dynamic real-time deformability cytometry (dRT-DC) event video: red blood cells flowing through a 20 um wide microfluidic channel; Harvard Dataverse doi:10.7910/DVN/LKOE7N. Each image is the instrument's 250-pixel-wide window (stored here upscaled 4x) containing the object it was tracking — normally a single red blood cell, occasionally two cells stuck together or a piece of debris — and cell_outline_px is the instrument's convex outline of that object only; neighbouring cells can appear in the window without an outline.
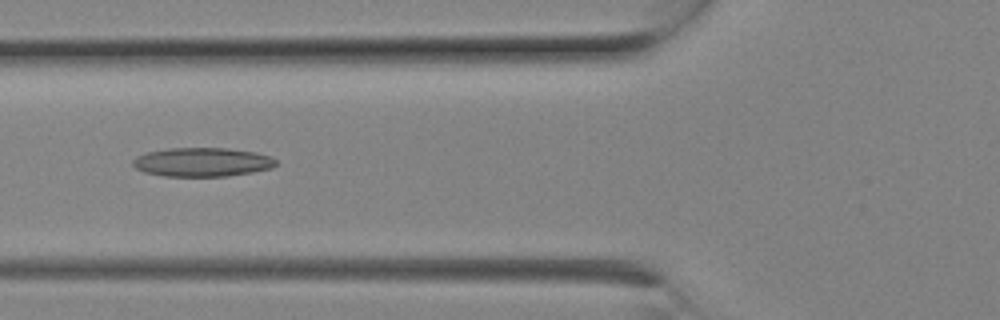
{"species": "Egyptian fruit bat (a non-hibernating species)", "species_latin": "Rousettus aegyptiacus", "temperature_condition": "room temperature", "stored_images_in_passage": 9, "camera_frame_rate_fps": 3000, "um_per_image_px": 0.085, "animal": {"sex": "female"}, "frame": {"image": 1, "passage_image": 7, "time_ms": 2.0, "image_size_px": [1000, 320], "cell_outline_px": [[276, 164], [272, 168], [252, 172], [228, 176], [164, 176], [144, 172], [136, 168], [132, 164], [132, 160], [136, 156], [148, 152], [168, 148], [228, 148], [256, 152], [272, 156], [276, 160]], "centroid_in_image_um": [17.2, 13.77], "position_along_channel_um": 108.6, "area_um2": 24.22}}
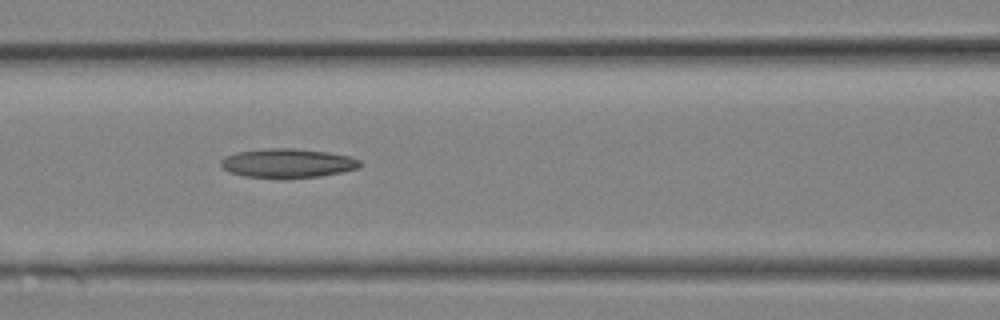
{"frame": {"image": 2, "passage_image": 8, "time_ms": 2.333, "image_size_px": [1000, 320], "cell_outline_px": [[360, 164], [356, 168], [344, 172], [320, 176], [244, 176], [228, 172], [220, 164], [220, 160], [224, 156], [236, 152], [268, 148], [292, 148], [328, 152], [348, 156], [360, 160]], "centroid_in_image_um": [24.41, 13.84], "position_along_channel_um": 142.2, "area_um2": 22.95}}
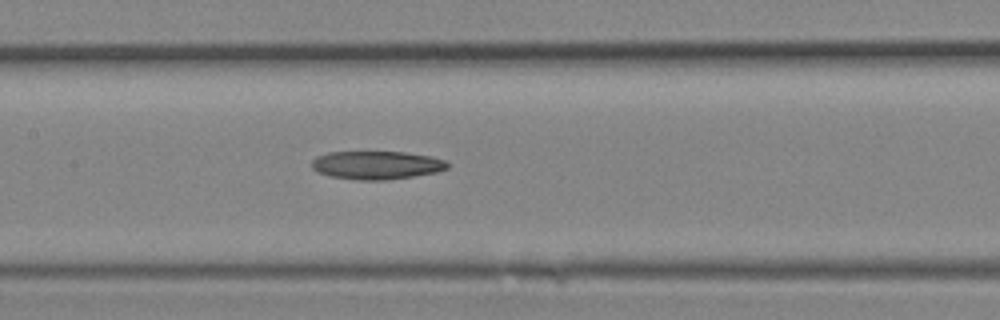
{"frame": {"image": 3, "passage_image": 9, "time_ms": 2.667, "image_size_px": [1000, 320], "cell_outline_px": [[448, 168], [436, 172], [412, 176], [384, 180], [356, 180], [332, 176], [316, 172], [312, 168], [312, 160], [316, 156], [328, 152], [404, 152], [432, 156], [444, 160], [448, 164]], "centroid_in_image_um": [31.98, 14.03], "position_along_channel_um": 175.4, "area_um2": 22.31}}